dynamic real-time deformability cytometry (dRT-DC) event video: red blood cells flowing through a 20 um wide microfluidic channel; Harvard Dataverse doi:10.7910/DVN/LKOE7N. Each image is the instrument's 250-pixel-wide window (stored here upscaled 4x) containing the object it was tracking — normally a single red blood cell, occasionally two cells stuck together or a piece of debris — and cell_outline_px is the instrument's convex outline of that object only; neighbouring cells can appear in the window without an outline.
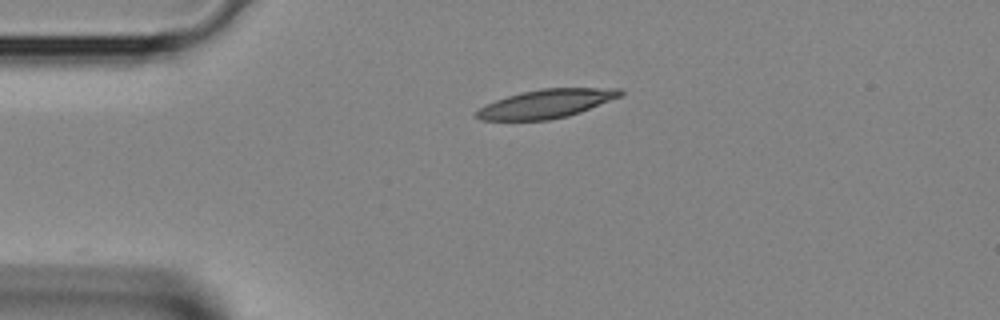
{"species": "Egyptian fruit bat (a non-hibernating species)", "species_latin": "Rousettus aegyptiacus", "temperature_condition": "room temperature", "stored_images_in_passage": 27, "camera_frame_rate_fps": 3000, "um_per_image_px": 0.085, "animal": {"sex": "female"}, "frame": {"image": 1, "passage_image": 1, "time_ms": 0.0, "image_size_px": [1000, 320], "cell_outline_px": [[624, 92], [620, 96], [580, 112], [568, 116], [548, 120], [480, 120], [472, 112], [496, 100], [520, 92], [540, 88], [620, 88]], "centroid_in_image_um": [46.41, 8.81], "position_along_channel_um": 38.6, "area_um2": 23.87}}
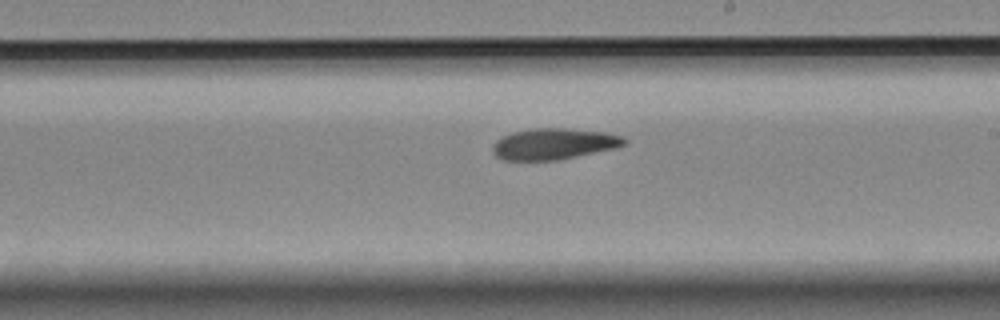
{"frame": {"image": 2, "passage_image": 15, "time_ms": 4.667, "image_size_px": [1000, 320], "cell_outline_px": [[628, 144], [616, 148], [556, 160], [500, 160], [492, 152], [492, 144], [500, 136], [512, 132], [532, 128], [564, 128], [604, 132], [624, 136], [628, 140]], "centroid_in_image_um": [47.06, 12.22], "position_along_channel_um": 241.9, "area_um2": 24.16}}
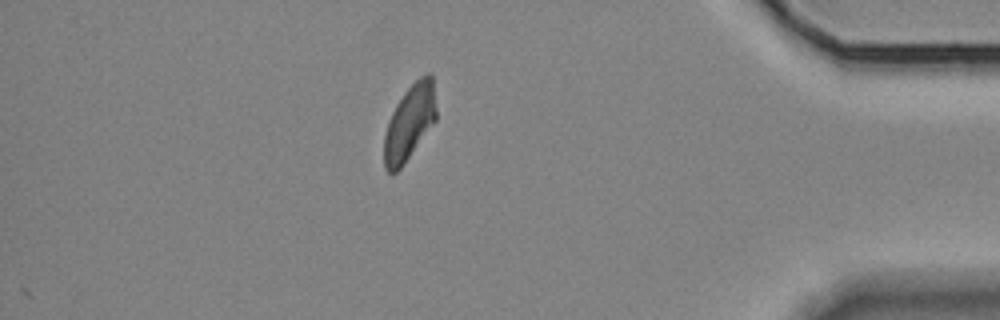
{"frame": {"image": 3, "passage_image": 27, "time_ms": 8.667, "image_size_px": [1000, 320], "cell_outline_px": [[436, 120], [404, 164], [396, 172], [388, 172], [384, 168], [384, 136], [388, 120], [396, 104], [404, 92], [420, 76], [428, 72], [432, 76], [436, 108]], "centroid_in_image_um": [34.8, 10.41], "position_along_channel_um": 400.4, "area_um2": 22.77}}